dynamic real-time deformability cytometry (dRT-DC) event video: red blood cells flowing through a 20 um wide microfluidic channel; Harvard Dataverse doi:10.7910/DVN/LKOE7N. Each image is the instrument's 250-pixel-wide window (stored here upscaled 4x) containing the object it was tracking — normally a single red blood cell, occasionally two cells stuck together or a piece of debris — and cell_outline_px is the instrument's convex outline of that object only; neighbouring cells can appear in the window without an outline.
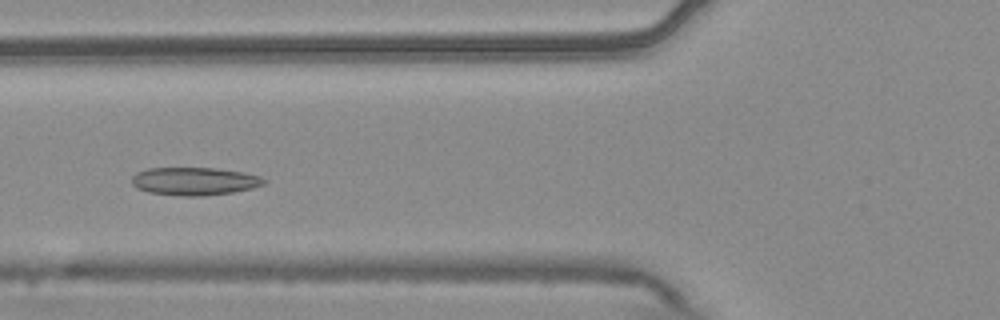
{"species": "common noctule bat (a hibernating species)", "species_latin": "Nyctalus noctula", "temperature_condition": "warm", "stored_images_in_passage": 6, "camera_frame_rate_fps": 3000, "um_per_image_px": 0.085, "animal": {"sex": "male", "body_mass_g": 20.4}, "frame": {"image": 1, "passage_image": 5, "time_ms": 1.333, "image_size_px": [1000, 320], "cell_outline_px": [[268, 180], [264, 184], [252, 188], [232, 192], [200, 196], [180, 196], [148, 192], [136, 188], [132, 184], [132, 176], [136, 172], [148, 168], [216, 168], [244, 172], [260, 176]], "centroid_in_image_um": [16.52, 15.4], "position_along_channel_um": 109.3, "area_um2": 21.62}}
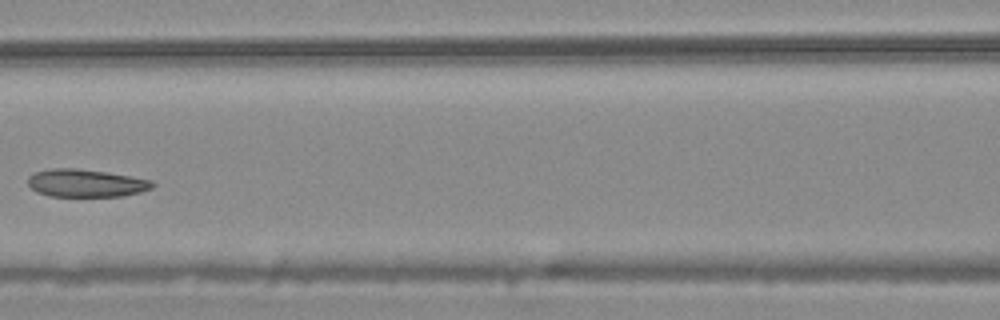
{"frame": {"image": 2, "passage_image": 6, "time_ms": 1.667, "image_size_px": [1000, 320], "cell_outline_px": [[156, 184], [152, 188], [140, 192], [124, 196], [48, 196], [36, 192], [28, 184], [28, 176], [36, 172], [52, 168], [76, 168], [108, 172], [132, 176], [152, 180]], "centroid_in_image_um": [7.33, 15.56], "position_along_channel_um": 159.3, "area_um2": 20.29}}